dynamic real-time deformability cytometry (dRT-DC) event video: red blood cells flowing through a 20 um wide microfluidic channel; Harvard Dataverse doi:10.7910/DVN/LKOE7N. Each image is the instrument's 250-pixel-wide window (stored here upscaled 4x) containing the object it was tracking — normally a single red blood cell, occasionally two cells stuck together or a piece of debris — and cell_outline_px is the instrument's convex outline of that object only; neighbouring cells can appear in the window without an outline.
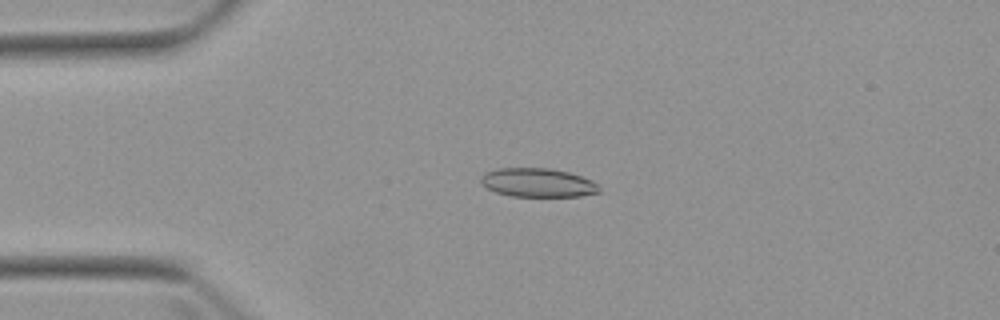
{"species": "Egyptian fruit bat (a non-hibernating species)", "species_latin": "Rousettus aegyptiacus", "temperature_condition": "warm", "stored_images_in_passage": 4, "camera_frame_rate_fps": 3000, "um_per_image_px": 0.085, "animal": {"sex": "female"}, "frame": {"image": 1, "passage_image": 4, "time_ms": 3.333, "image_size_px": [1000, 320], "cell_outline_px": [[600, 192], [580, 196], [512, 196], [496, 192], [480, 184], [480, 176], [484, 172], [500, 168], [548, 168], [568, 172], [592, 180], [600, 188]], "centroid_in_image_um": [45.68, 15.52], "position_along_channel_um": 39.3, "area_um2": 19.83}}